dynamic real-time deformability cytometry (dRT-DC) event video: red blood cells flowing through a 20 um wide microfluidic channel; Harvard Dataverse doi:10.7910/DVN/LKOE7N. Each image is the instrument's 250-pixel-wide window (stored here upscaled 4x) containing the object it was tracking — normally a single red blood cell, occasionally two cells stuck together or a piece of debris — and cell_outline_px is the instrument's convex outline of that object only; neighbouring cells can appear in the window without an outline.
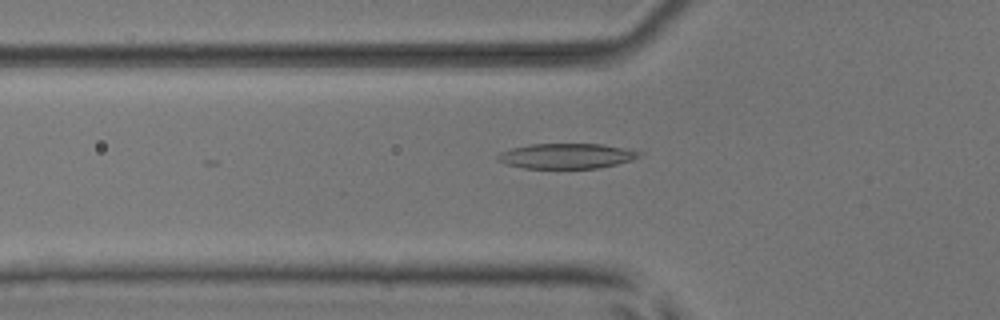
{"species": "common noctule bat (a hibernating species)", "species_latin": "Nyctalus noctula", "temperature_condition": "room temperature", "stored_images_in_passage": 26, "camera_frame_rate_fps": 3000, "um_per_image_px": 0.085, "animal": {"sex": "male", "body_mass_g": 17.9, "forearm_length_mm": 54.2}, "frame": {"image": 1, "passage_image": 3, "time_ms": 0.667, "image_size_px": [1000, 320], "cell_outline_px": [[644, 152], [640, 156], [632, 160], [600, 168], [524, 168], [508, 164], [496, 160], [496, 156], [500, 152], [512, 148], [532, 144], [604, 144]], "centroid_in_image_um": [48.18, 13.25], "position_along_channel_um": 77.6, "area_um2": 20.75}}
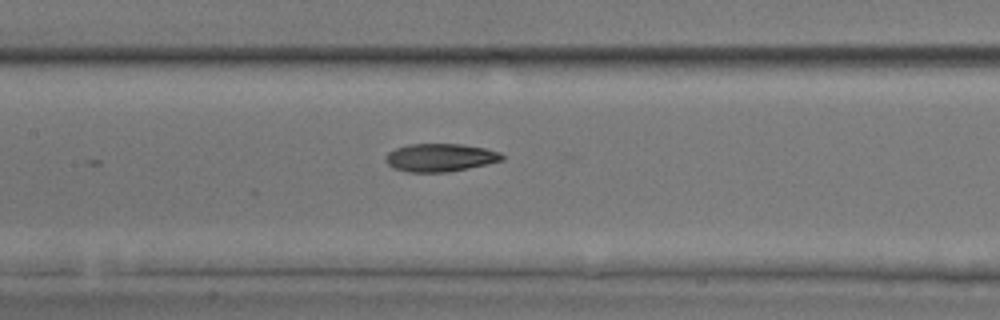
{"frame": {"image": 2, "passage_image": 10, "time_ms": 3.0, "image_size_px": [1000, 320], "cell_outline_px": [[504, 160], [488, 164], [448, 172], [408, 172], [392, 168], [384, 160], [384, 156], [388, 152], [396, 148], [408, 144], [464, 144], [484, 148], [500, 152], [504, 156]], "centroid_in_image_um": [37.4, 13.39], "position_along_channel_um": 170.0, "area_um2": 19.19}}
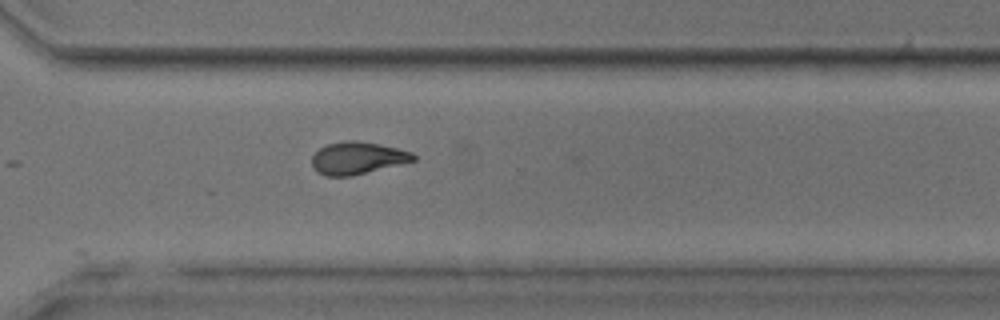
{"frame": {"image": 3, "passage_image": 23, "time_ms": 7.333, "image_size_px": [1000, 320], "cell_outline_px": [[416, 160], [352, 176], [324, 176], [312, 168], [312, 156], [320, 148], [328, 144], [344, 140], [356, 140], [380, 144], [412, 152], [416, 156]], "centroid_in_image_um": [30.37, 13.43], "position_along_channel_um": 340.2, "area_um2": 19.13}}